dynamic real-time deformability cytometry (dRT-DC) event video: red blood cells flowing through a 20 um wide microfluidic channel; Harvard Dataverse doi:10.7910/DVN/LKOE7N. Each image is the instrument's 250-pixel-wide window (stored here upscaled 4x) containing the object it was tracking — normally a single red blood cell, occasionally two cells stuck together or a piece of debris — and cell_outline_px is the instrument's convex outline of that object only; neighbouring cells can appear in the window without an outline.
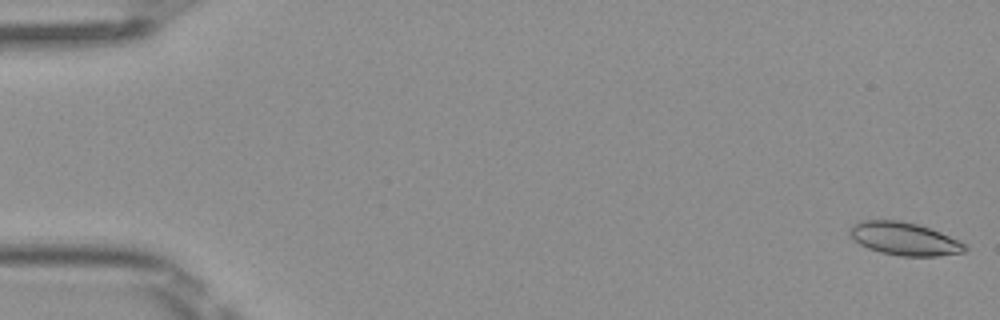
{"species": "Egyptian fruit bat (a non-hibernating species)", "species_latin": "Rousettus aegyptiacus", "temperature_condition": "room temperature", "stored_images_in_passage": 50, "camera_frame_rate_fps": 3000, "um_per_image_px": 0.085, "frame": {"image": 1, "passage_image": 1, "time_ms": 0.0, "image_size_px": [1000, 320], "cell_outline_px": [[968, 248], [964, 252], [936, 256], [900, 256], [880, 252], [868, 248], [860, 244], [848, 236], [848, 228], [860, 220], [900, 220], [916, 224], [940, 232], [964, 244]], "centroid_in_image_um": [76.79, 20.29], "position_along_channel_um": 8.2, "area_um2": 22.02}}
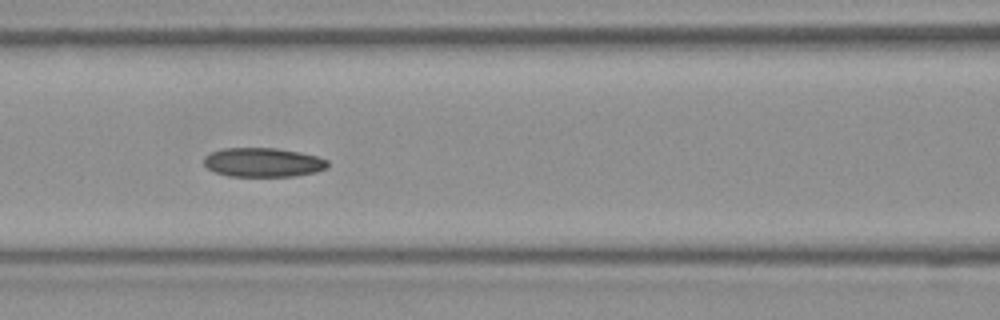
{"frame": {"image": 2, "passage_image": 22, "time_ms": 7.0, "image_size_px": [1000, 320], "cell_outline_px": [[328, 168], [316, 172], [296, 176], [228, 176], [216, 172], [208, 168], [204, 164], [204, 156], [212, 152], [224, 148], [276, 148], [300, 152], [316, 156], [328, 160]], "centroid_in_image_um": [22.38, 13.8], "position_along_channel_um": 144.2, "area_um2": 21.04}}
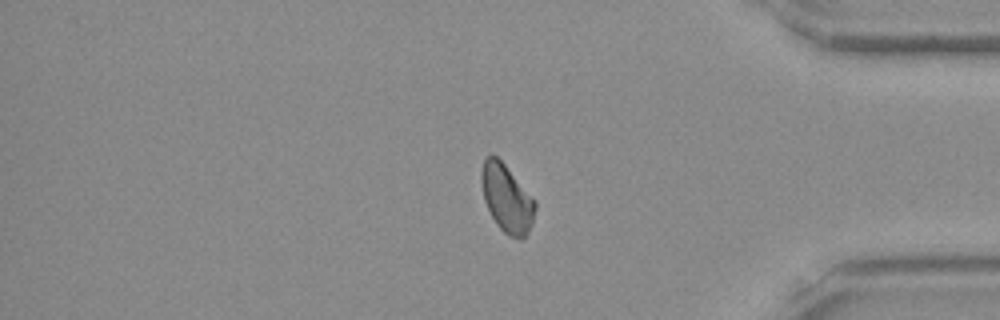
{"frame": {"image": 3, "passage_image": 42, "time_ms": 13.667, "image_size_px": [1000, 320], "cell_outline_px": [[536, 208], [532, 224], [528, 232], [520, 240], [508, 236], [496, 224], [484, 200], [480, 184], [480, 172], [484, 160], [492, 152], [504, 164], [536, 200]], "centroid_in_image_um": [43.07, 16.86], "position_along_channel_um": 392.1, "area_um2": 21.39}}